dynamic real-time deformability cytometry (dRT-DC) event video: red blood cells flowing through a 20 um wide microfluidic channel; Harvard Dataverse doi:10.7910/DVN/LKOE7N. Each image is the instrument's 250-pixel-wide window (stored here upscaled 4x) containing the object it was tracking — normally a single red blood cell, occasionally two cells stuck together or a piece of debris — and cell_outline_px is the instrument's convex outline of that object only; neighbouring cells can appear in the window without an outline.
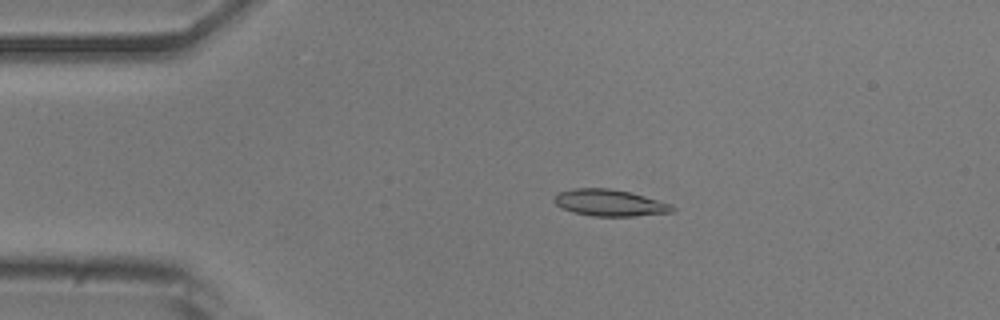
{"species": "common noctule bat (a hibernating species)", "species_latin": "Nyctalus noctula", "temperature_condition": "room temperature", "stored_images_in_passage": 20, "camera_frame_rate_fps": 3000, "um_per_image_px": 0.085, "animal": {"sex": "male", "body_mass_g": 20.5, "forearm_length_mm": 52.5}, "frame": {"image": 1, "passage_image": 11, "time_ms": 3.333, "image_size_px": [1000, 320], "cell_outline_px": [[676, 208], [672, 212], [632, 216], [592, 216], [572, 212], [556, 204], [552, 200], [552, 196], [560, 192], [572, 188], [612, 188], [644, 196], [672, 204]], "centroid_in_image_um": [51.8, 17.23], "position_along_channel_um": 33.2, "area_um2": 18.32}}
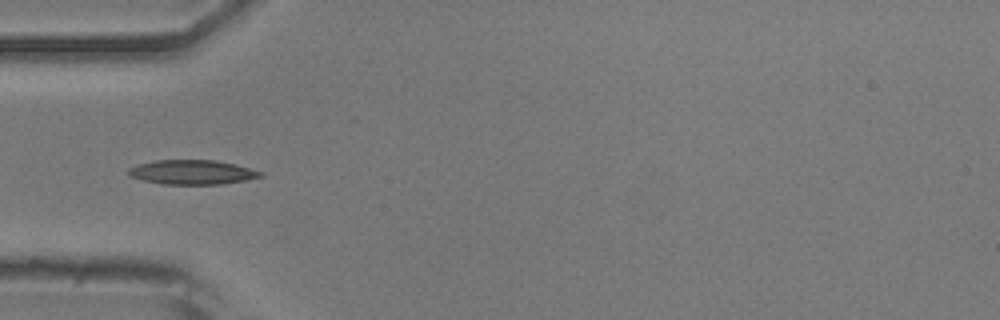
{"frame": {"image": 2, "passage_image": 17, "time_ms": 5.333, "image_size_px": [1000, 320], "cell_outline_px": [[264, 176], [244, 180], [220, 184], [160, 184], [128, 176], [128, 168], [136, 164], [156, 160], [212, 160], [232, 164], [264, 172]], "centroid_in_image_um": [16.28, 14.64], "position_along_channel_um": 68.7, "area_um2": 18.67}}